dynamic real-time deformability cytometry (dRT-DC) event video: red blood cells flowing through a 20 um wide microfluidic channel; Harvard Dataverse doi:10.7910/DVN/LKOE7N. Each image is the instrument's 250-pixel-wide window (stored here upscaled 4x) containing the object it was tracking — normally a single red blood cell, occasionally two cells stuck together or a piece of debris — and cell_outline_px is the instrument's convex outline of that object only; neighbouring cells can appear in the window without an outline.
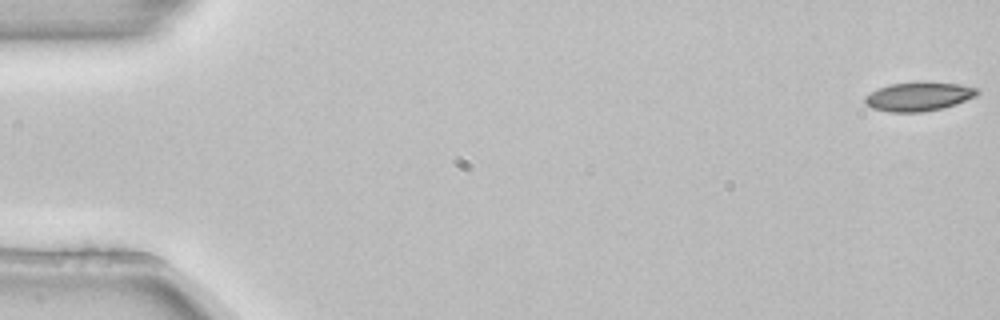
{"species": "common noctule bat (a hibernating species)", "species_latin": "Nyctalus noctula", "temperature_condition": "room temperature", "stored_images_in_passage": 5, "camera_frame_rate_fps": 3000, "um_per_image_px": 0.085, "animal": {"sex": "female", "body_mass_g": 22.7, "forearm_length_mm": 54.2}, "frame": {"image": 1, "passage_image": 1, "time_ms": 0.0, "image_size_px": [1000, 320], "cell_outline_px": [[980, 92], [976, 96], [956, 104], [940, 108], [920, 112], [888, 112], [872, 108], [864, 104], [864, 96], [876, 88], [888, 84], [956, 84], [980, 88]], "centroid_in_image_um": [78.03, 8.23], "position_along_channel_um": 7.0, "area_um2": 18.44}}
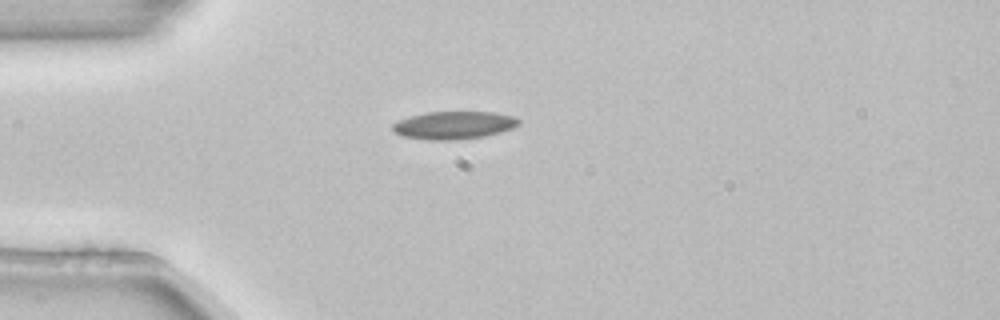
{"frame": {"image": 2, "passage_image": 5, "time_ms": 1.333, "image_size_px": [1000, 320], "cell_outline_px": [[520, 124], [512, 128], [500, 132], [484, 136], [456, 140], [428, 140], [400, 136], [392, 128], [392, 124], [396, 120], [408, 116], [428, 112], [492, 112], [512, 116], [520, 120]], "centroid_in_image_um": [38.53, 10.64], "position_along_channel_um": 46.5, "area_um2": 20.52}}